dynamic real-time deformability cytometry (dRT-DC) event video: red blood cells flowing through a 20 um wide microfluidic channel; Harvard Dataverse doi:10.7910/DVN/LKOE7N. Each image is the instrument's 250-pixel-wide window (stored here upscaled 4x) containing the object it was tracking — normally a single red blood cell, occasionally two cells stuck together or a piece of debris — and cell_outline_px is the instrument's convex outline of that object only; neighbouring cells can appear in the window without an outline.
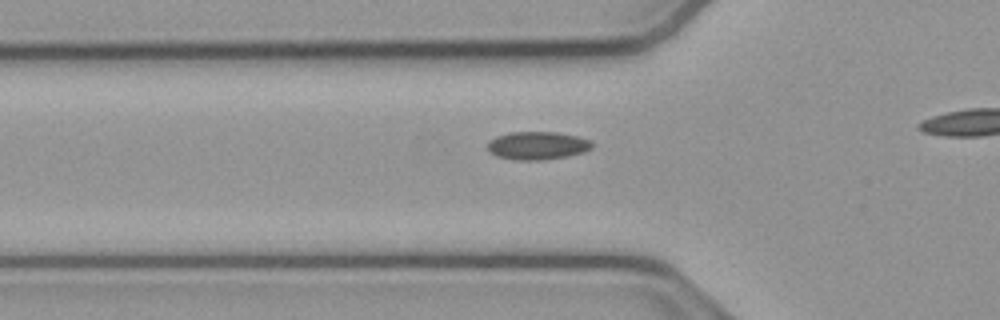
{"species": "common noctule bat (a hibernating species)", "species_latin": "Nyctalus noctula", "temperature_condition": "cold", "stored_images_in_passage": 38, "camera_frame_rate_fps": 3000, "um_per_image_px": 0.085, "animal": {"sex": "male", "body_mass_g": 23.1, "forearm_length_mm": 52.7}, "frame": {"image": 1, "passage_image": 13, "time_ms": 4.0, "image_size_px": [1000, 320], "cell_outline_px": [[592, 148], [584, 152], [564, 156], [540, 160], [516, 160], [496, 156], [488, 148], [488, 140], [496, 136], [508, 132], [556, 132], [580, 136], [592, 140]], "centroid_in_image_um": [45.69, 12.35], "position_along_channel_um": 80.1, "area_um2": 17.11}}
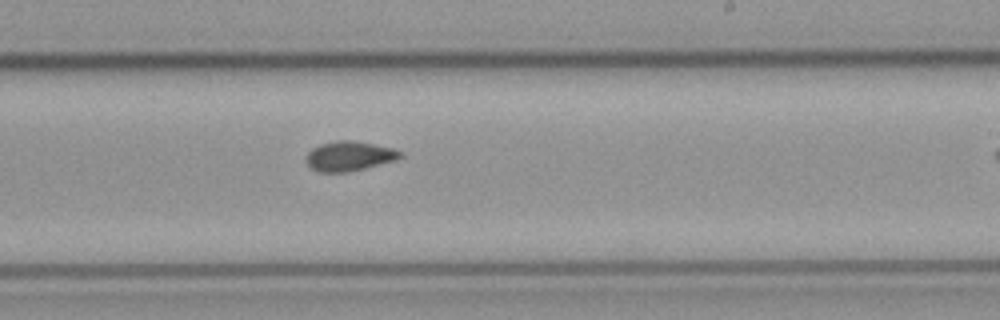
{"frame": {"image": 2, "passage_image": 27, "time_ms": 8.667, "image_size_px": [1000, 320], "cell_outline_px": [[404, 156], [396, 160], [348, 172], [320, 172], [312, 168], [304, 160], [308, 152], [312, 148], [320, 144], [340, 140], [352, 140], [392, 148], [400, 152]], "centroid_in_image_um": [29.66, 13.27], "position_along_channel_um": 259.3, "area_um2": 16.13}}
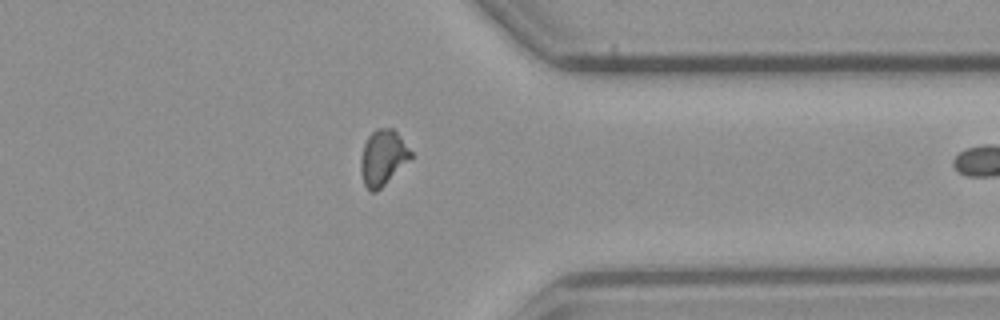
{"frame": {"image": 3, "passage_image": 37, "time_ms": 12.0, "image_size_px": [1000, 320], "cell_outline_px": [[412, 156], [376, 192], [372, 192], [364, 184], [360, 172], [360, 156], [364, 144], [368, 136], [376, 128], [392, 128], [400, 136], [412, 152]], "centroid_in_image_um": [32.5, 13.37], "position_along_channel_um": 378.9, "area_um2": 15.9}}